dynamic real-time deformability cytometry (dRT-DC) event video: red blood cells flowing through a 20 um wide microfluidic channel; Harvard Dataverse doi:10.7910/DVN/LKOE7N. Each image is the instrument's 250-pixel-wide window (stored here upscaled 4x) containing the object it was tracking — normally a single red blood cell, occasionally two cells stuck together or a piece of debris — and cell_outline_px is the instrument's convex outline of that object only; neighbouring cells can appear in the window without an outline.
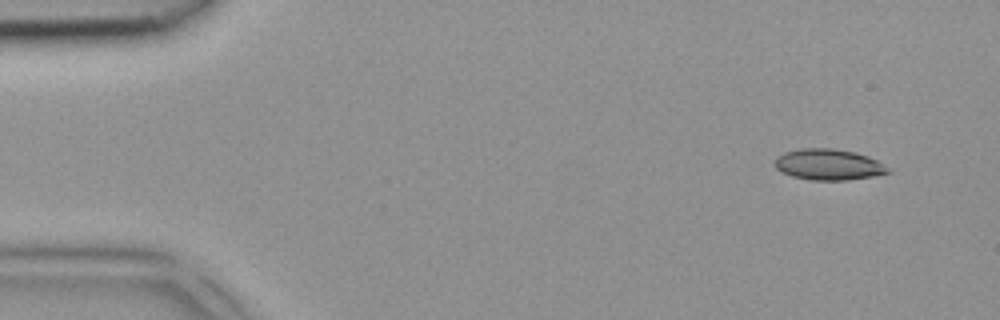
{"species": "common noctule bat (a hibernating species)", "species_latin": "Nyctalus noctula", "temperature_condition": "room temperature", "stored_images_in_passage": 4, "camera_frame_rate_fps": 3000, "um_per_image_px": 0.085, "animal": {"sex": "female", "body_mass_g": 18.4}, "frame": {"image": 1, "passage_image": 1, "time_ms": 0.0, "image_size_px": [1000, 320], "cell_outline_px": [[892, 172], [872, 176], [848, 180], [812, 180], [792, 176], [776, 168], [772, 164], [772, 160], [776, 156], [784, 152], [800, 148], [832, 148], [856, 152], [868, 156], [876, 160], [888, 168]], "centroid_in_image_um": [70.37, 13.97], "position_along_channel_um": 14.6, "area_um2": 20.58}}
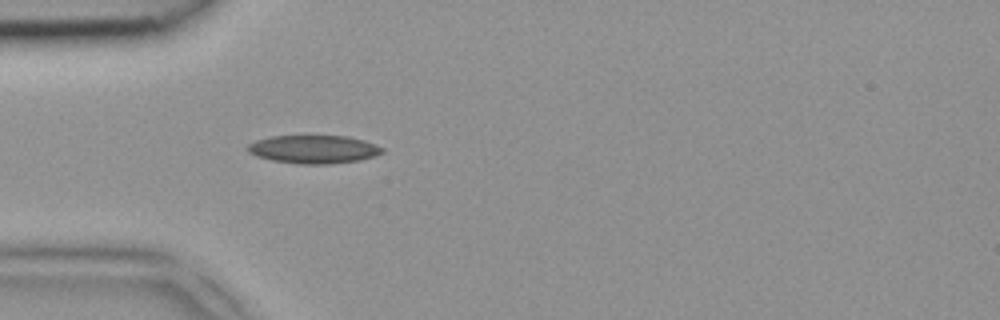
{"frame": {"image": 2, "passage_image": 4, "time_ms": 1.0, "image_size_px": [1000, 320], "cell_outline_px": [[384, 152], [376, 156], [360, 160], [332, 164], [300, 164], [272, 160], [256, 156], [248, 152], [248, 144], [256, 140], [272, 136], [348, 136], [364, 140], [376, 144], [384, 148]], "centroid_in_image_um": [26.71, 12.69], "position_along_channel_um": 58.3, "area_um2": 22.25}}